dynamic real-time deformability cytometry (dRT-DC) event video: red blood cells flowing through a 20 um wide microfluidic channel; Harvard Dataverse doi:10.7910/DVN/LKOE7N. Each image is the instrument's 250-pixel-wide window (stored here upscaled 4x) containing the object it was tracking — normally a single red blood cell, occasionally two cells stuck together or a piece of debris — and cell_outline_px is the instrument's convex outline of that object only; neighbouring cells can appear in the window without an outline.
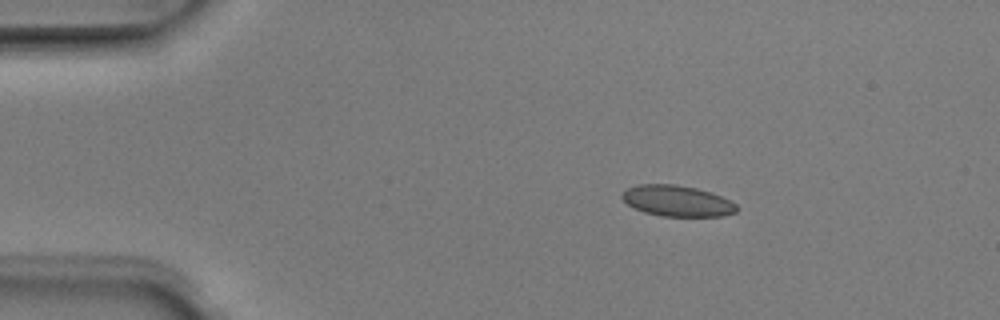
{"species": "Egyptian fruit bat (a non-hibernating species)", "species_latin": "Rousettus aegyptiacus", "temperature_condition": "room temperature", "stored_images_in_passage": 5, "camera_frame_rate_fps": 3000, "um_per_image_px": 0.085, "animal": {"sex": "male"}, "frame": {"image": 1, "passage_image": 2, "time_ms": 0.333, "image_size_px": [1000, 320], "cell_outline_px": [[736, 212], [724, 216], [660, 216], [644, 212], [628, 204], [620, 196], [620, 192], [628, 188], [640, 184], [676, 184], [696, 188], [712, 192], [736, 204]], "centroid_in_image_um": [57.53, 17.07], "position_along_channel_um": 27.5, "area_um2": 20.63}}